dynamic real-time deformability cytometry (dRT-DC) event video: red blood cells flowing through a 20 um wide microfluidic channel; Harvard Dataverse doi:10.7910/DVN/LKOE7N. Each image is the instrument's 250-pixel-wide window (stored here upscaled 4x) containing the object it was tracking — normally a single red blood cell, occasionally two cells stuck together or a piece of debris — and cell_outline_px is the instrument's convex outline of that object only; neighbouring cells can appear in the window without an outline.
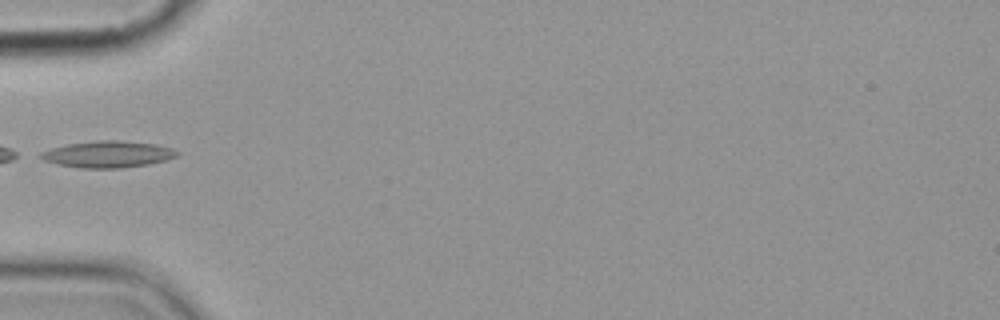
{"species": "common noctule bat (a hibernating species)", "species_latin": "Nyctalus noctula", "temperature_condition": "cold", "stored_images_in_passage": 5, "camera_frame_rate_fps": 3000, "um_per_image_px": 0.085, "animal": {"sex": "female", "body_mass_g": 19.9}, "frame": {"image": 1, "passage_image": 3, "time_ms": 2.333, "image_size_px": [1000, 320], "cell_outline_px": [[180, 152], [176, 156], [164, 160], [148, 164], [120, 168], [80, 168], [60, 164], [44, 160], [36, 156], [40, 152], [52, 148], [68, 144], [96, 140], [120, 140], [156, 144], [172, 148]], "centroid_in_image_um": [9.15, 13.1], "position_along_channel_um": 75.8, "area_um2": 21.04}}
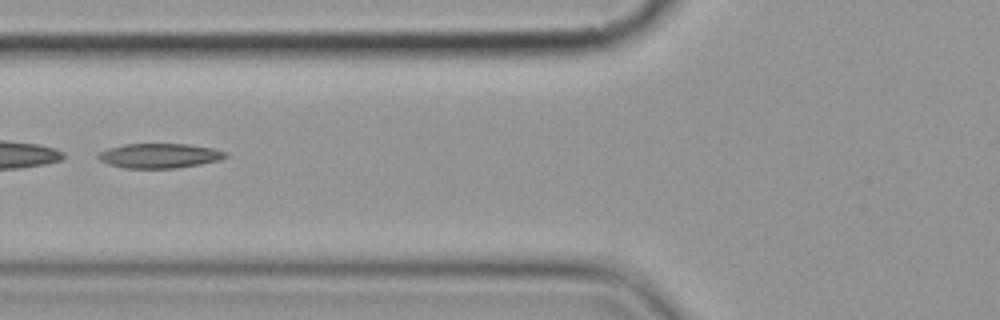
{"frame": {"image": 2, "passage_image": 4, "time_ms": 3.333, "image_size_px": [1000, 320], "cell_outline_px": [[228, 156], [220, 160], [200, 164], [176, 168], [124, 168], [108, 164], [100, 160], [96, 156], [100, 152], [108, 148], [124, 144], [188, 144], [212, 148], [228, 152]], "centroid_in_image_um": [13.56, 13.23], "position_along_channel_um": 112.2, "area_um2": 18.32}}
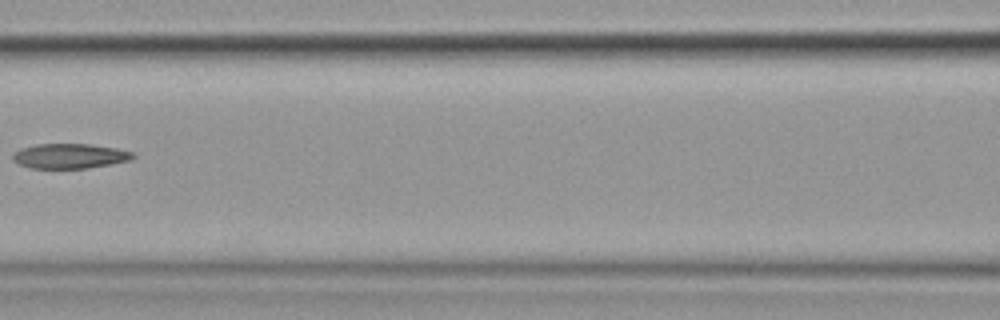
{"frame": {"image": 3, "passage_image": 5, "time_ms": 4.667, "image_size_px": [1000, 320], "cell_outline_px": [[136, 156], [128, 160], [112, 164], [88, 168], [28, 168], [12, 160], [12, 152], [20, 148], [36, 144], [88, 144], [116, 148], [132, 152]], "centroid_in_image_um": [5.88, 13.26], "position_along_channel_um": 160.7, "area_um2": 17.46}}